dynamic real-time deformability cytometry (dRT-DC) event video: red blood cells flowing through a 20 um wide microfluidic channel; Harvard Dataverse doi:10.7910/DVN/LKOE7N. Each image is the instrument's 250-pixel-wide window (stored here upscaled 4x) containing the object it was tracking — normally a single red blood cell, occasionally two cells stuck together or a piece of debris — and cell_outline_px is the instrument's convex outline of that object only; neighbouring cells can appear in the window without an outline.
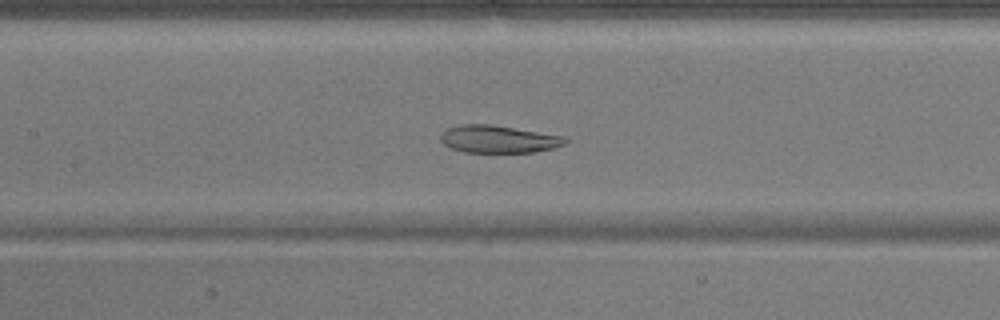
{"species": "common noctule bat (a hibernating species)", "species_latin": "Nyctalus noctula", "temperature_condition": "warm", "stored_images_in_passage": 51, "camera_frame_rate_fps": 3000, "um_per_image_px": 0.085, "animal": {"sex": "male", "body_mass_g": 17.9}, "frame": {"image": 1, "passage_image": 23, "time_ms": 7.333, "image_size_px": [1000, 320], "cell_outline_px": [[568, 140], [564, 144], [552, 148], [536, 152], [464, 152], [452, 148], [444, 144], [440, 140], [440, 132], [448, 128], [460, 124], [488, 124], [564, 136]], "centroid_in_image_um": [42.33, 11.82], "position_along_channel_um": 165.1, "area_um2": 19.83}}
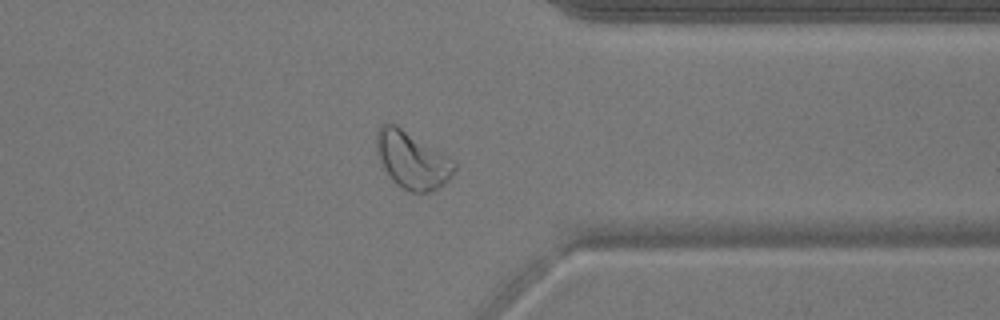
{"frame": {"image": 2, "passage_image": 40, "time_ms": 13.0, "image_size_px": [1000, 320], "cell_outline_px": [[456, 168], [452, 176], [444, 184], [432, 192], [412, 192], [404, 188], [392, 180], [388, 176], [376, 152], [376, 132], [380, 124], [396, 124], [452, 160], [456, 164]], "centroid_in_image_um": [35.0, 13.61], "position_along_channel_um": 376.4, "area_um2": 25.55}}
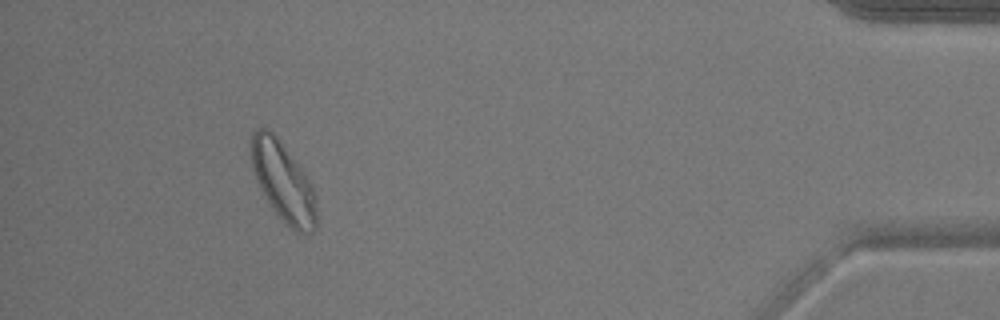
{"frame": {"image": 3, "passage_image": 47, "time_ms": 15.333, "image_size_px": [1000, 320], "cell_outline_px": [[316, 228], [312, 232], [296, 232], [272, 208], [264, 196], [260, 188], [252, 168], [252, 132], [256, 128], [268, 128], [276, 136], [312, 184], [316, 196]], "centroid_in_image_um": [24.08, 15.46], "position_along_channel_um": 411.1, "area_um2": 29.54}, "authors_computed_cell_mechanics": {"area_um2": 26.4724, "velocity_mm_per_s": 3.8283, "shape_relaxation_time_tau1_ms": null, "shape_relaxation_time_tau2_ms": 2.2904, "deformation_change_tau1": null, "deformation_change_tau2": 0.0908}}